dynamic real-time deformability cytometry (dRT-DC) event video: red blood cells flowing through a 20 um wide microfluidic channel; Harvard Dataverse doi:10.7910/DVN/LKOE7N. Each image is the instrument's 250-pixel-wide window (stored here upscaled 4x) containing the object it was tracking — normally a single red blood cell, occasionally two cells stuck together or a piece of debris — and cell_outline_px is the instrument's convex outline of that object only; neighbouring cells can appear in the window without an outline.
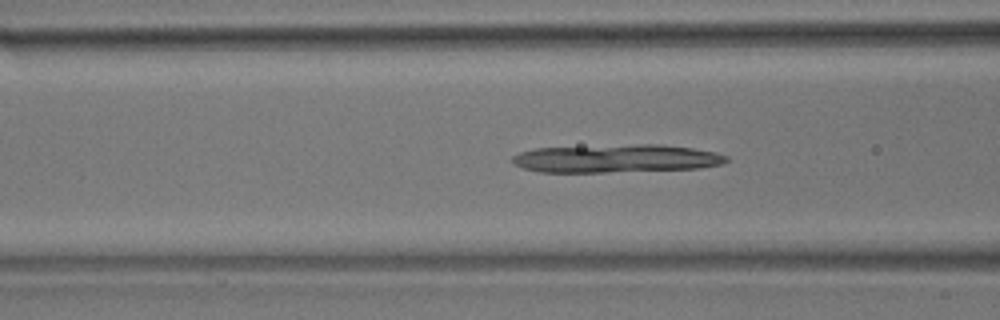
{"species": "common noctule bat (a hibernating species)", "species_latin": "Nyctalus noctula", "temperature_condition": "room temperature", "stored_images_in_passage": 53, "camera_frame_rate_fps": 3000, "um_per_image_px": 0.085, "animal": {"sex": "male", "body_mass_g": 17.9}, "frame": {"image": 1, "passage_image": 20, "time_ms": 6.333, "image_size_px": [1000, 320], "cell_outline_px": [[728, 160], [724, 164], [700, 168], [604, 172], [540, 172], [524, 168], [512, 164], [508, 160], [512, 156], [520, 152], [536, 148], [640, 144], [660, 144], [692, 148], [716, 152], [728, 156]], "centroid_in_image_um": [52.36, 13.47], "position_along_channel_um": 114.2, "area_um2": 35.2}}
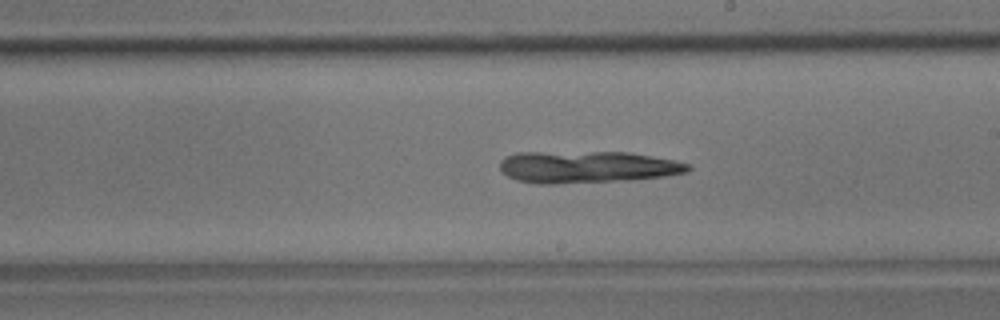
{"frame": {"image": 2, "passage_image": 30, "time_ms": 9.667, "image_size_px": [1000, 320], "cell_outline_px": [[692, 168], [688, 172], [668, 176], [628, 180], [556, 184], [536, 184], [516, 180], [500, 172], [500, 160], [504, 156], [516, 152], [628, 152], [672, 160], [688, 164]], "centroid_in_image_um": [49.85, 14.2], "position_along_channel_um": 239.2, "area_um2": 35.37}}
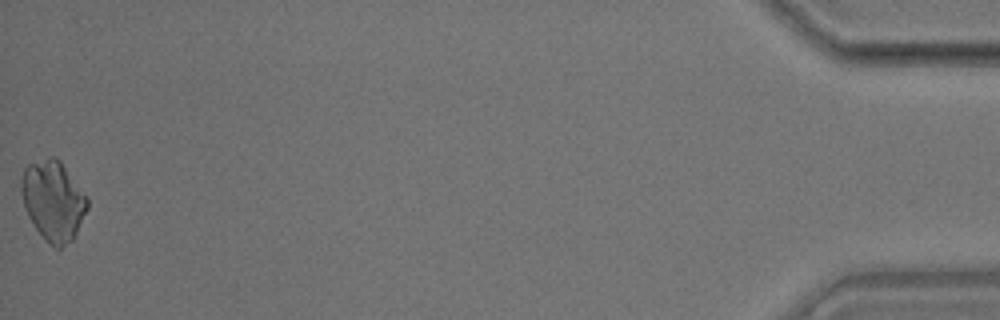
{"frame": {"image": 3, "passage_image": 53, "time_ms": 17.333, "image_size_px": [1000, 320], "cell_outline_px": [[88, 208], [72, 240], [60, 248], [56, 248], [36, 228], [28, 216], [24, 208], [20, 192], [20, 184], [24, 168], [28, 164], [48, 156], [56, 156], [60, 160], [88, 196]], "centroid_in_image_um": [4.52, 16.99], "position_along_channel_um": 430.7, "area_um2": 30.75}}